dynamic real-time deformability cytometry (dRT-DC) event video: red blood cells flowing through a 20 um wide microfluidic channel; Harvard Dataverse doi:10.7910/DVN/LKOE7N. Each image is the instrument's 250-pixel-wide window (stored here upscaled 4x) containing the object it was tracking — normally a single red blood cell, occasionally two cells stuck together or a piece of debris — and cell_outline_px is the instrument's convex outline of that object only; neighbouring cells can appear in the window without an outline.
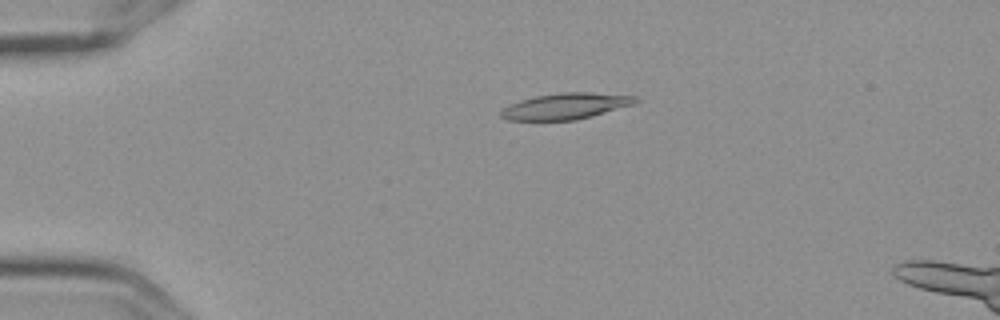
{"species": "Egyptian fruit bat (a non-hibernating species)", "species_latin": "Rousettus aegyptiacus", "temperature_condition": "cold", "stored_images_in_passage": 5, "camera_frame_rate_fps": 3000, "um_per_image_px": 0.085, "frame": {"image": 1, "passage_image": 3, "time_ms": 0.667, "image_size_px": [1000, 320], "cell_outline_px": [[640, 100], [632, 104], [592, 116], [576, 120], [508, 120], [500, 116], [500, 112], [508, 104], [520, 100], [536, 96], [560, 92], [592, 92], [636, 96]], "centroid_in_image_um": [48.06, 9.01], "position_along_channel_um": 36.9, "area_um2": 20.4}}